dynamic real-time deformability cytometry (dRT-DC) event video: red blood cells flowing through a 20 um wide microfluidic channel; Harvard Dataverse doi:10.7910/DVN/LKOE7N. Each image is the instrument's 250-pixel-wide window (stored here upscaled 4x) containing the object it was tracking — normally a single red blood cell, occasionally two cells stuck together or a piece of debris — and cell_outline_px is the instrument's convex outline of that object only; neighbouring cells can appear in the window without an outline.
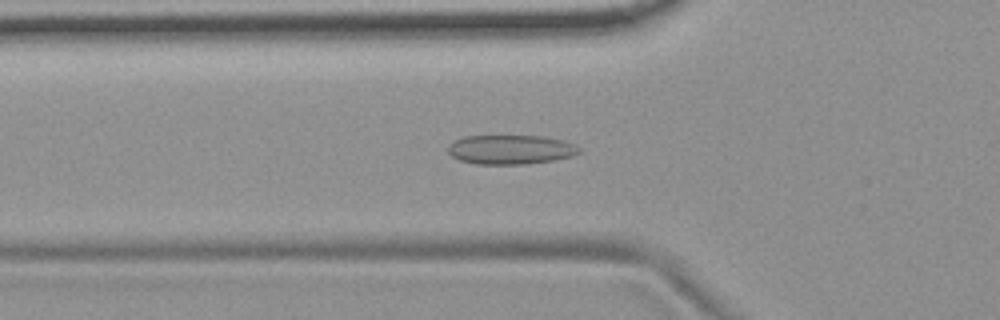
{"species": "common noctule bat (a hibernating species)", "species_latin": "Nyctalus noctula", "temperature_condition": "room temperature", "stored_images_in_passage": 56, "camera_frame_rate_fps": 3000, "um_per_image_px": 0.085, "animal": {"sex": "female", "body_mass_g": 19.9}, "frame": {"image": 1, "passage_image": 19, "time_ms": 6.0, "image_size_px": [1000, 320], "cell_outline_px": [[580, 152], [572, 156], [556, 160], [524, 164], [476, 164], [460, 160], [452, 156], [448, 152], [448, 148], [456, 140], [464, 136], [544, 136], [564, 140], [576, 144], [580, 148]], "centroid_in_image_um": [43.46, 12.71], "position_along_channel_um": 82.3, "area_um2": 22.43}}
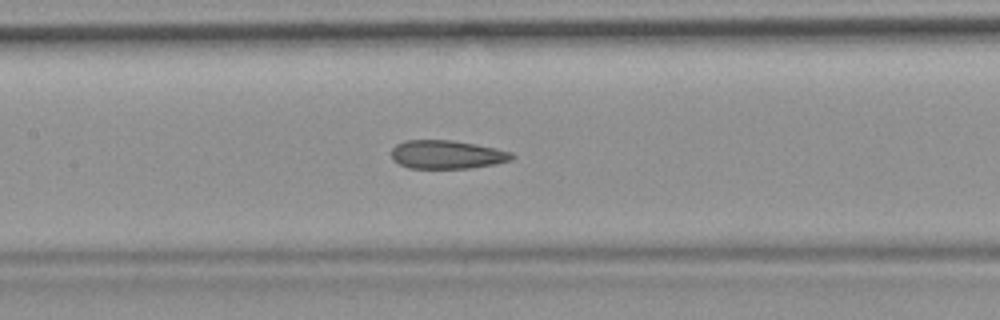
{"frame": {"image": 2, "passage_image": 26, "time_ms": 8.333, "image_size_px": [1000, 320], "cell_outline_px": [[516, 156], [512, 160], [496, 164], [472, 168], [408, 168], [392, 160], [392, 148], [396, 144], [404, 140], [452, 140], [476, 144], [496, 148], [512, 152]], "centroid_in_image_um": [38.01, 13.13], "position_along_channel_um": 169.4, "area_um2": 20.23}}
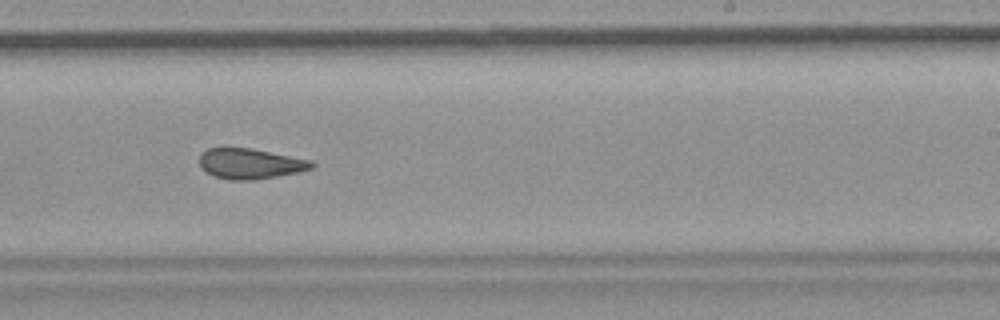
{"frame": {"image": 3, "passage_image": 34, "time_ms": 11.0, "image_size_px": [1000, 320], "cell_outline_px": [[316, 164], [312, 168], [300, 172], [252, 180], [228, 180], [212, 176], [200, 168], [200, 152], [208, 148], [252, 148], [312, 160]], "centroid_in_image_um": [21.26, 13.91], "position_along_channel_um": 267.7, "area_um2": 20.11}, "authors_computed_cell_mechanics": {"area_um2": 21.3571, "velocity_mm_per_s": 3.7076, "shape_relaxation_time_tau1_ms": null, "shape_relaxation_time_tau2_ms": 2.3285, "deformation_change_tau1": null, "deformation_change_tau2": 0.0873}}